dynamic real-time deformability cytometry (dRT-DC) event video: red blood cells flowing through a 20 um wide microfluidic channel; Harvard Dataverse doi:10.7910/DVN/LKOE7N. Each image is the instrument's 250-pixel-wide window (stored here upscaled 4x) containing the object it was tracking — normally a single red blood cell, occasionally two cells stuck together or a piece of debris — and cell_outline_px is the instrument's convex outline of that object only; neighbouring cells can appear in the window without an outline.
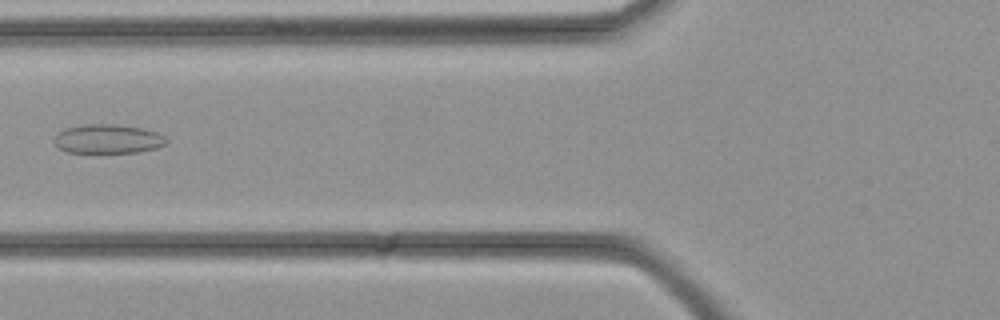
{"species": "common noctule bat (a hibernating species)", "species_latin": "Nyctalus noctula", "temperature_condition": "cold", "stored_images_in_passage": 30, "camera_frame_rate_fps": 3000, "um_per_image_px": 0.085, "animal": {"sex": "female", "body_mass_g": 21.9}, "frame": {"image": 1, "passage_image": 9, "time_ms": 2.667, "image_size_px": [1000, 320], "cell_outline_px": [[168, 140], [164, 144], [156, 148], [140, 152], [68, 152], [60, 148], [52, 140], [64, 128], [84, 124], [116, 124], [140, 128], [156, 132], [164, 136]], "centroid_in_image_um": [9.16, 11.8], "position_along_channel_um": 116.6, "area_um2": 18.84}}
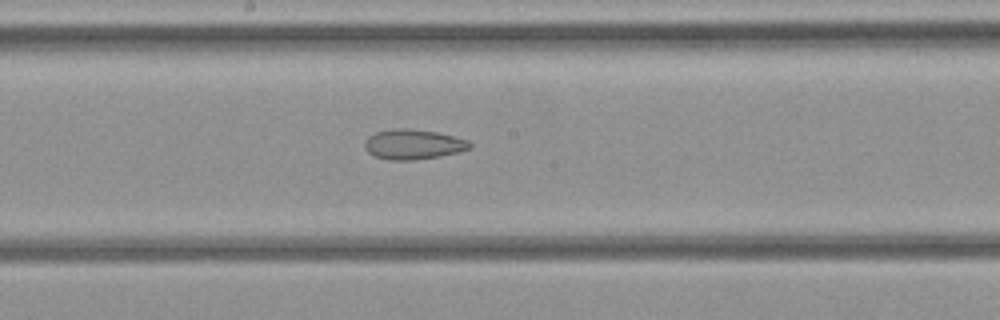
{"frame": {"image": 2, "passage_image": 14, "time_ms": 4.333, "image_size_px": [1000, 320], "cell_outline_px": [[472, 148], [460, 152], [412, 160], [388, 160], [376, 156], [368, 152], [364, 148], [364, 140], [368, 136], [376, 132], [396, 128], [408, 128], [436, 132], [468, 140], [472, 144]], "centroid_in_image_um": [35.11, 12.26], "position_along_channel_um": 213.1, "area_um2": 18.32}}
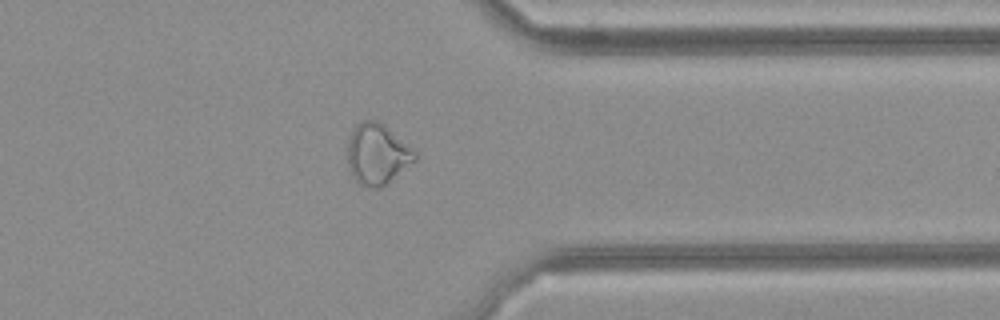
{"frame": {"image": 3, "passage_image": 23, "time_ms": 7.333, "image_size_px": [1000, 320], "cell_outline_px": [[416, 160], [384, 184], [376, 188], [372, 188], [360, 184], [352, 176], [348, 168], [348, 140], [356, 124], [360, 120], [376, 120], [388, 128], [416, 152]], "centroid_in_image_um": [32.03, 13.08], "position_along_channel_um": 379.4, "area_um2": 23.35}}